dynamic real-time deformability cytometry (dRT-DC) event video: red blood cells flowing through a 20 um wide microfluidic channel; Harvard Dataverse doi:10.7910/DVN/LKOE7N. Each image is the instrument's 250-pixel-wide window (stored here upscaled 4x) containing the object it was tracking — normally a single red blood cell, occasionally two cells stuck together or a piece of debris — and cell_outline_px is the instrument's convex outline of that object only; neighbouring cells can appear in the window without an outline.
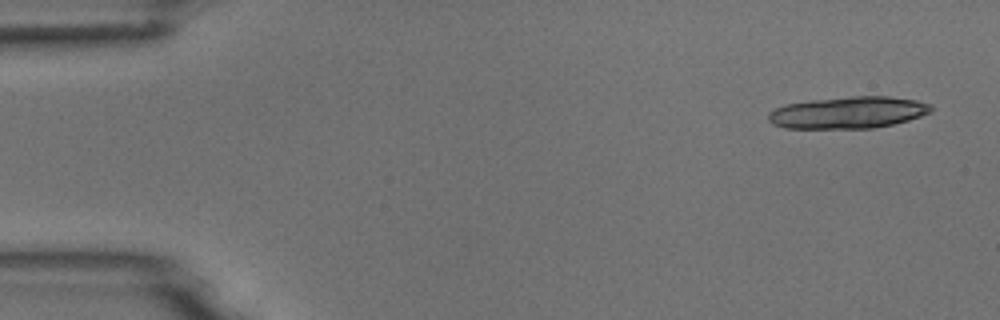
{"species": "common noctule bat (a hibernating species)", "species_latin": "Nyctalus noctula", "temperature_condition": "room temperature", "stored_images_in_passage": 6, "camera_frame_rate_fps": 3000, "um_per_image_px": 0.085, "animal": {"sex": "male", "body_mass_g": 18.8}, "frame": {"image": 1, "passage_image": 1, "time_ms": 0.0, "image_size_px": [1000, 320], "cell_outline_px": [[932, 112], [908, 120], [892, 124], [872, 128], [784, 128], [772, 124], [768, 120], [768, 112], [776, 108], [788, 104], [812, 100], [852, 96], [888, 96], [916, 100], [932, 104]], "centroid_in_image_um": [72.1, 9.56], "position_along_channel_um": 12.9, "area_um2": 30.11}}
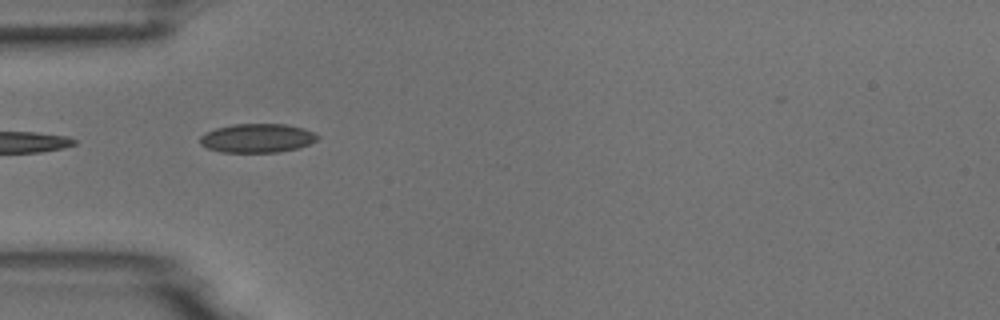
{"frame": {"image": 2, "passage_image": 5, "time_ms": 4.667, "image_size_px": [1000, 320], "cell_outline_px": [[320, 136], [316, 140], [300, 148], [280, 152], [220, 152], [208, 148], [200, 144], [200, 136], [204, 132], [216, 128], [232, 124], [284, 124], [304, 128]], "centroid_in_image_um": [21.85, 11.74], "position_along_channel_um": 63.2, "area_um2": 19.88}}